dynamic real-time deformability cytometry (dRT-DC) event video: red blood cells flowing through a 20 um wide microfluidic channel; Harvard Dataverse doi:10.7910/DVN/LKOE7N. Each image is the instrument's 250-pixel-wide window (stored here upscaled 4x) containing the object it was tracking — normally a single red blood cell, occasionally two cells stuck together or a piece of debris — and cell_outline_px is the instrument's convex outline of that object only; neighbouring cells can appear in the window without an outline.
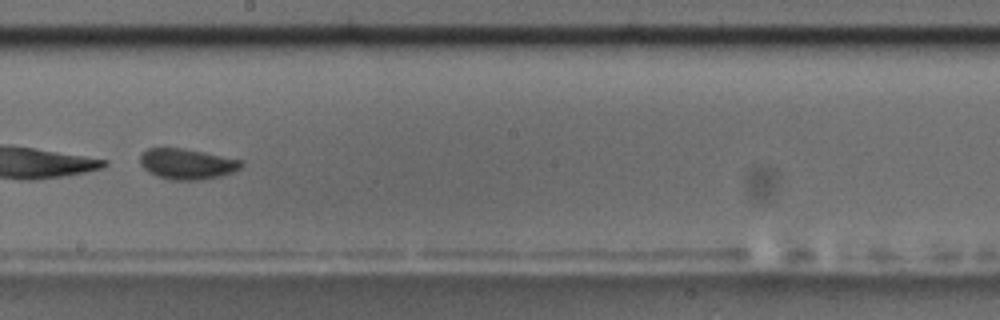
{"species": "common noctule bat (a hibernating species)", "species_latin": "Nyctalus noctula", "temperature_condition": "room temperature", "stored_images_in_passage": 55, "segment_of_instrument_passage": [2, 2], "camera_frame_rate_fps": 3000, "um_per_image_px": 0.085, "animal": {"sex": "male", "body_mass_g": 17.5, "forearm_length_mm": 52.3}, "frame": {"image": 1, "passage_image": 32, "time_ms": 10.333, "image_size_px": [1000, 320], "cell_outline_px": [[244, 168], [236, 172], [204, 180], [172, 180], [156, 176], [148, 172], [140, 164], [140, 156], [148, 148], [180, 148], [204, 152], [244, 160]], "centroid_in_image_um": [15.97, 13.95], "position_along_channel_um": 232.2, "area_um2": 18.38}}